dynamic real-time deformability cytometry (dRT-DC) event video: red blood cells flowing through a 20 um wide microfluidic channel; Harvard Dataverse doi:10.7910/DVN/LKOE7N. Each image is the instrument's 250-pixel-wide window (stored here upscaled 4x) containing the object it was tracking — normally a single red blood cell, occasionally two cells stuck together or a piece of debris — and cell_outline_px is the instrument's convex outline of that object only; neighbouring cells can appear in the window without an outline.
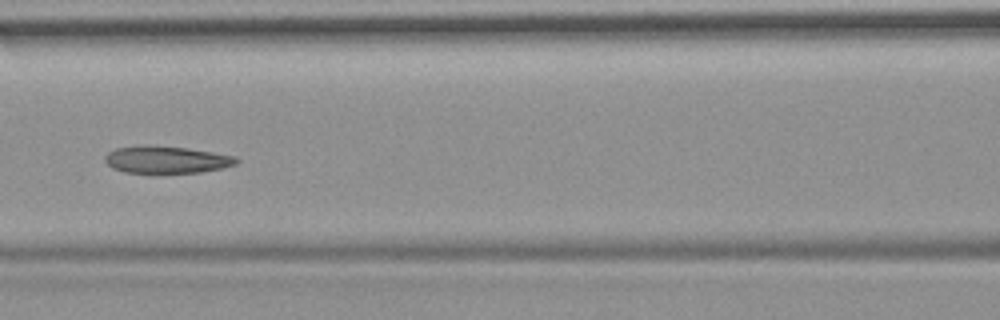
{"species": "common noctule bat (a hibernating species)", "species_latin": "Nyctalus noctula", "temperature_condition": "room temperature", "stored_images_in_passage": 7, "camera_frame_rate_fps": 3000, "um_per_image_px": 0.085, "animal": {"sex": "female", "body_mass_g": 19.9}, "frame": {"image": 1, "passage_image": 7, "time_ms": 7.0, "image_size_px": [1000, 320], "cell_outline_px": [[240, 160], [236, 164], [224, 168], [200, 172], [152, 176], [124, 172], [112, 168], [104, 160], [104, 156], [108, 152], [116, 148], [140, 144], [148, 144], [188, 148], [236, 156]], "centroid_in_image_um": [14.11, 13.6], "position_along_channel_um": 152.5, "area_um2": 22.08}}